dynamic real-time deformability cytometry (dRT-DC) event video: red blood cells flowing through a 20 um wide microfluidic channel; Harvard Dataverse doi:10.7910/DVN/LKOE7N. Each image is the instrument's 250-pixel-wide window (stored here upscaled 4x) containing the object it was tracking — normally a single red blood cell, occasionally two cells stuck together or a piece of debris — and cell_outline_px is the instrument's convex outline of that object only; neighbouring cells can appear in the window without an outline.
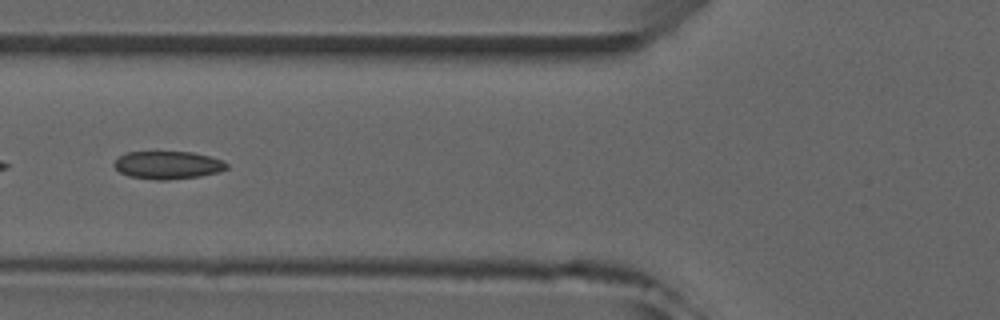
{"species": "common noctule bat (a hibernating species)", "species_latin": "Nyctalus noctula", "temperature_condition": "room temperature", "stored_images_in_passage": 3, "camera_frame_rate_fps": 3000, "um_per_image_px": 0.085, "animal": {"sex": "male", "forearm_length_mm": 52.5}, "frame": {"image": 1, "passage_image": 3, "time_ms": 2.333, "image_size_px": [1000, 320], "cell_outline_px": [[228, 168], [220, 172], [200, 176], [168, 180], [156, 180], [128, 176], [120, 172], [112, 164], [120, 156], [128, 152], [192, 152], [208, 156], [220, 160], [228, 164]], "centroid_in_image_um": [14.26, 14.04], "position_along_channel_um": 111.5, "area_um2": 18.21}}